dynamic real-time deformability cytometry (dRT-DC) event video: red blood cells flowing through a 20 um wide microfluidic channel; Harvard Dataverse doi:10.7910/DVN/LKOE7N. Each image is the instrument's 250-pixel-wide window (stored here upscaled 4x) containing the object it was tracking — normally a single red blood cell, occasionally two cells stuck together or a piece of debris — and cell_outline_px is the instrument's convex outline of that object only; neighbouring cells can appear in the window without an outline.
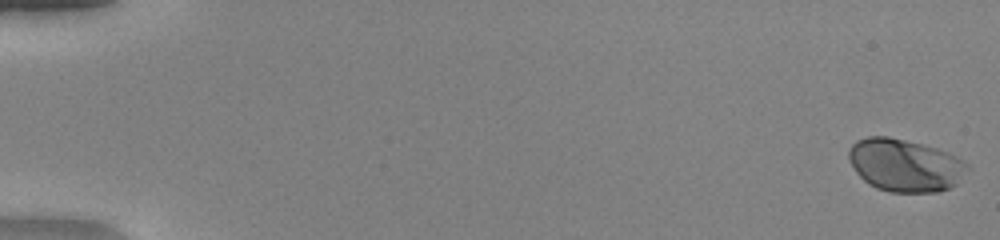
{"species": "human", "species_latin": "Homo sapiens", "temperature_condition": "warm", "stored_images_in_passage": 51, "camera_frame_rate_fps": 3000, "um_per_image_px": 0.085, "donor": {"sex": "female"}, "frame": {"image": 1, "passage_image": 1, "time_ms": 0.0, "image_size_px": [1000, 240], "cell_outline_px": [[968, 168], [956, 184], [948, 188], [936, 192], [888, 192], [876, 188], [868, 184], [856, 172], [848, 156], [848, 148], [856, 140], [868, 136], [888, 136], [936, 148], [948, 152], [964, 160], [968, 164]], "centroid_in_image_um": [76.9, 14.04], "position_along_channel_um": 8.1, "area_um2": 36.3}}
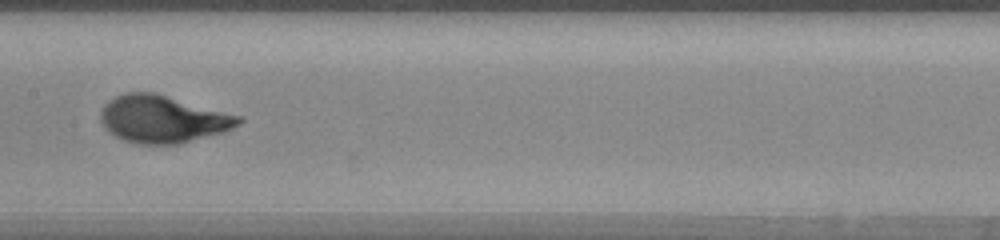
{"frame": {"image": 2, "passage_image": 28, "time_ms": 9.0, "image_size_px": [1000, 240], "cell_outline_px": [[244, 120], [240, 124], [224, 132], [180, 144], [136, 144], [124, 140], [108, 132], [104, 128], [100, 120], [100, 112], [104, 104], [108, 100], [124, 92], [152, 92], [244, 116]], "centroid_in_image_um": [13.84, 10.13], "position_along_channel_um": 193.6, "area_um2": 38.44}}
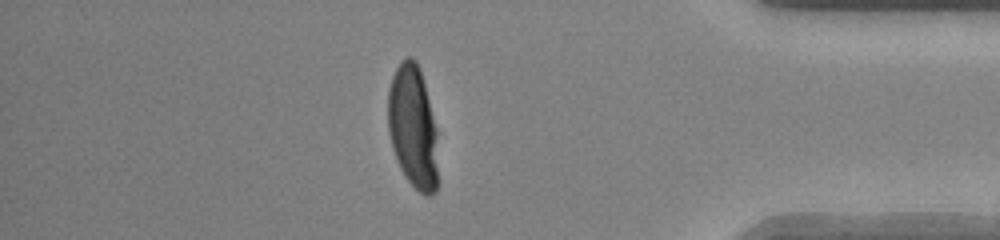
{"frame": {"image": 3, "passage_image": 45, "time_ms": 14.667, "image_size_px": [1000, 240], "cell_outline_px": [[436, 192], [432, 196], [424, 196], [408, 180], [400, 168], [388, 132], [388, 88], [392, 76], [400, 60], [404, 56], [412, 56], [416, 60], [420, 68], [436, 128]], "centroid_in_image_um": [35.08, 10.73], "position_along_channel_um": 400.1, "area_um2": 35.66}, "authors_computed_cell_mechanics": {"area_um2": 36.1828, "velocity_mm_per_s": 4.1117, "shape_relaxation_time_tau1_ms": 2.7825, "shape_relaxation_time_tau2_ms": null, "deformation_change_tau1": 0.2014, "deformation_change_tau2": null}}